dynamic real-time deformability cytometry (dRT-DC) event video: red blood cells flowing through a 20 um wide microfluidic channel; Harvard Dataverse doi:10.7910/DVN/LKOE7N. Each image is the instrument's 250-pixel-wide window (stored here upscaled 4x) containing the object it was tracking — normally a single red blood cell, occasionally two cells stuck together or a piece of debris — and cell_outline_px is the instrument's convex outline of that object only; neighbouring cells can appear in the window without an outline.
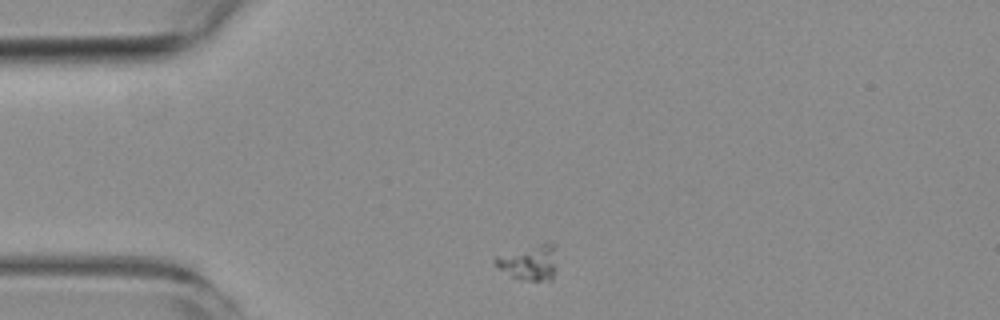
{"species": "common noctule bat (a hibernating species)", "species_latin": "Nyctalus noctula", "temperature_condition": "room temperature", "stored_images_in_passage": 3, "camera_frame_rate_fps": 3000, "um_per_image_px": 0.085, "animal": {"sex": "female", "body_mass_g": 19.3, "forearm_length_mm": 54.1}, "frame": {"image": 1, "passage_image": 1, "time_ms": 0.0, "image_size_px": [1000, 320], "cell_outline_px": [[556, 272], [552, 280], [524, 280], [512, 276], [500, 268], [492, 260], [496, 256], [548, 240], [552, 240], [556, 244]], "centroid_in_image_um": [45.08, 22.26], "position_along_channel_um": 39.9, "area_um2": 13.01}}